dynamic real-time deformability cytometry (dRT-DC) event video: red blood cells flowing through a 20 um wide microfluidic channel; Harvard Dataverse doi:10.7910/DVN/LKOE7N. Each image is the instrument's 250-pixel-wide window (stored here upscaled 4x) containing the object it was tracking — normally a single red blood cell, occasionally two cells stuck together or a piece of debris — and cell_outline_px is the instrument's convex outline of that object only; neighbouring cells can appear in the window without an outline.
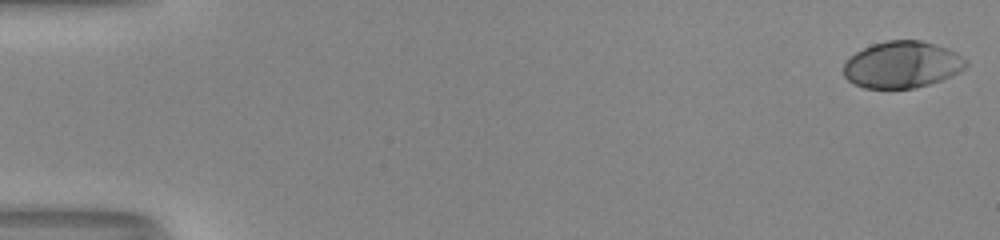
{"species": "human", "species_latin": "Homo sapiens", "temperature_condition": "room temperature", "stored_images_in_passage": 45, "camera_frame_rate_fps": 3000, "um_per_image_px": 0.085, "donor": {"sex": "male"}, "frame": {"image": 1, "passage_image": 1, "time_ms": 0.0, "image_size_px": [1000, 240], "cell_outline_px": [[968, 64], [964, 68], [940, 80], [916, 88], [864, 88], [848, 80], [844, 76], [844, 64], [856, 52], [872, 44], [888, 40], [920, 40], [944, 48], [968, 60]], "centroid_in_image_um": [76.64, 5.5], "position_along_channel_um": 8.4, "area_um2": 32.66}}
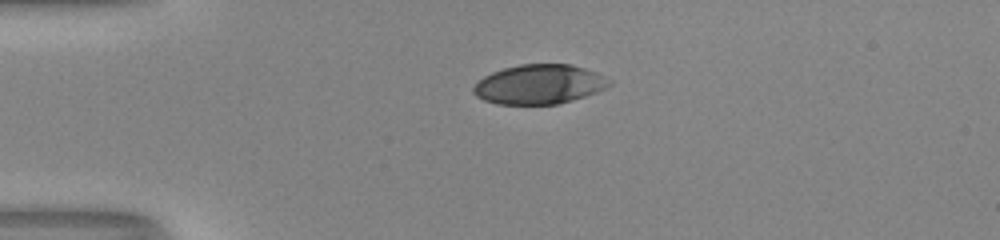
{"frame": {"image": 2, "passage_image": 14, "time_ms": 4.333, "image_size_px": [1000, 240], "cell_outline_px": [[612, 84], [596, 92], [584, 96], [556, 104], [496, 104], [484, 100], [476, 96], [472, 92], [472, 88], [484, 76], [492, 72], [504, 68], [520, 64], [568, 64], [584, 68], [612, 80]], "centroid_in_image_um": [45.8, 7.17], "position_along_channel_um": 39.2, "area_um2": 30.98}}
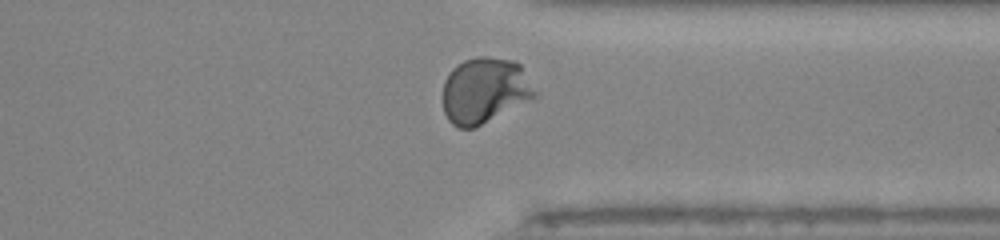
{"frame": {"image": 3, "passage_image": 42, "time_ms": 13.667, "image_size_px": [1000, 240], "cell_outline_px": [[536, 96], [476, 128], [460, 128], [452, 124], [448, 120], [444, 112], [444, 80], [448, 72], [456, 64], [464, 60], [480, 56], [488, 56], [512, 60], [520, 64], [536, 92]], "centroid_in_image_um": [41.16, 7.68], "position_along_channel_um": 370.2, "area_um2": 35.2}, "authors_computed_cell_mechanics": {"area_um2": 32.8882, "velocity_mm_per_s": 3.9876, "shape_relaxation_time_tau1_ms": 3.5915, "shape_relaxation_time_tau2_ms": null, "deformation_change_tau1": 0.1941, "deformation_change_tau2": null}}